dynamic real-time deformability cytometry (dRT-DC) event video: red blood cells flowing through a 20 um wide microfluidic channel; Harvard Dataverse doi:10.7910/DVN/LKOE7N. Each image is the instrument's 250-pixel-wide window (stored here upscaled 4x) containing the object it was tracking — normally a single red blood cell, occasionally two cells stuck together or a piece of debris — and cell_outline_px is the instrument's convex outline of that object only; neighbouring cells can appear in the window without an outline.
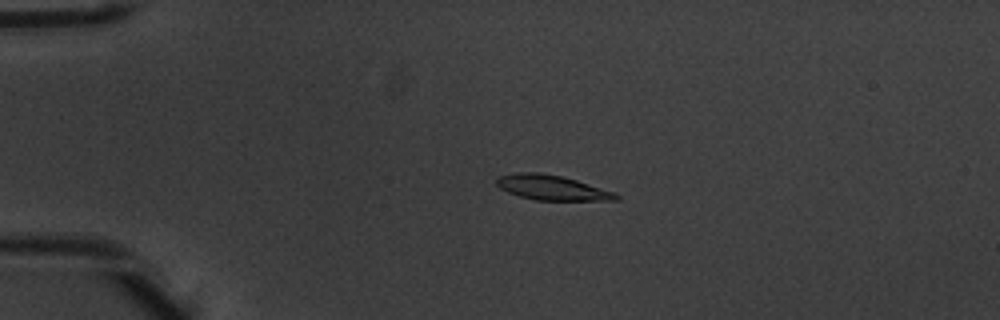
{"species": "common noctule bat (a hibernating species)", "species_latin": "Nyctalus noctula", "temperature_condition": "warm", "stored_images_in_passage": 3, "camera_frame_rate_fps": 3000, "um_per_image_px": 0.085, "animal": {"sex": "male", "body_mass_g": 20.1, "forearm_length_mm": 53.5}, "frame": {"image": 1, "passage_image": 2, "time_ms": 0.333, "image_size_px": [1000, 320], "cell_outline_px": [[620, 200], [536, 200], [520, 196], [508, 192], [500, 188], [496, 184], [496, 180], [500, 176], [516, 172], [540, 172], [560, 176], [576, 180], [616, 192], [620, 196]], "centroid_in_image_um": [46.94, 15.95], "position_along_channel_um": 38.1, "area_um2": 17.28}}